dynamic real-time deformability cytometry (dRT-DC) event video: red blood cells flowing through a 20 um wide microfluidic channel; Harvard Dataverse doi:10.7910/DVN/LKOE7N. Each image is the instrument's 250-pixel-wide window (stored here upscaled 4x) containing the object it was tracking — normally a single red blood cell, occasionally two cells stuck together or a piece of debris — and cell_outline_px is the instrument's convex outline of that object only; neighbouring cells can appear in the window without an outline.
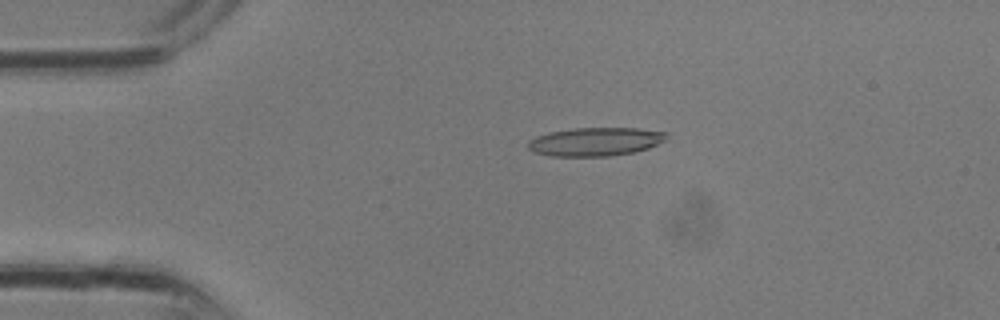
{"species": "common noctule bat (a hibernating species)", "species_latin": "Nyctalus noctula", "temperature_condition": "room temperature", "stored_images_in_passage": 23, "camera_frame_rate_fps": 3000, "um_per_image_px": 0.085, "animal": {"sex": "male", "body_mass_g": 13.3}, "frame": {"image": 1, "passage_image": 7, "time_ms": 2.0, "image_size_px": [1000, 320], "cell_outline_px": [[668, 136], [664, 140], [648, 148], [636, 152], [612, 156], [548, 156], [536, 152], [528, 148], [528, 140], [536, 136], [548, 132], [576, 128], [636, 128], [668, 132]], "centroid_in_image_um": [50.61, 12.04], "position_along_channel_um": 34.4, "area_um2": 23.06}}
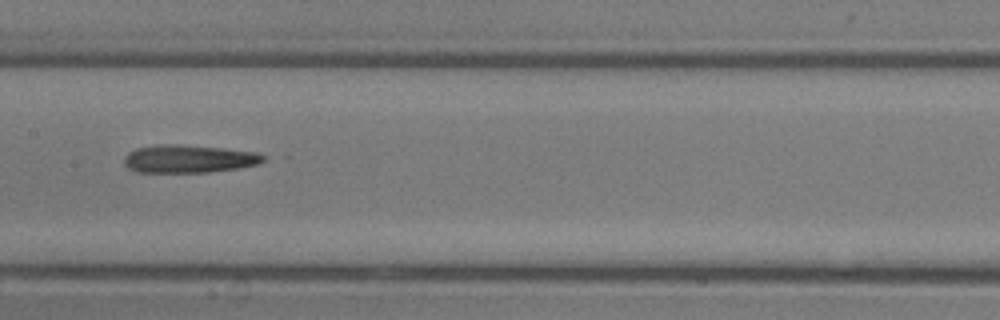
{"frame": {"image": 2, "passage_image": 16, "time_ms": 5.0, "image_size_px": [1000, 320], "cell_outline_px": [[268, 156], [260, 164], [236, 168], [208, 172], [136, 172], [128, 168], [124, 164], [124, 156], [128, 152], [136, 148], [156, 144], [176, 144], [220, 148], [260, 152]], "centroid_in_image_um": [16.05, 13.49], "position_along_channel_um": 191.3, "area_um2": 22.83}}
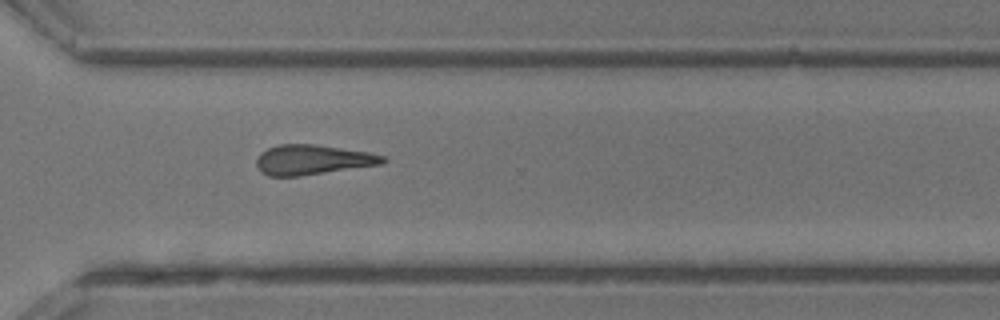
{"frame": {"image": 3, "passage_image": 23, "time_ms": 7.333, "image_size_px": [1000, 320], "cell_outline_px": [[388, 160], [380, 164], [300, 176], [268, 176], [260, 172], [256, 164], [256, 160], [260, 152], [268, 148], [280, 144], [316, 144], [368, 152], [388, 156]], "centroid_in_image_um": [26.56, 13.57], "position_along_channel_um": 344.0, "area_um2": 22.08}}